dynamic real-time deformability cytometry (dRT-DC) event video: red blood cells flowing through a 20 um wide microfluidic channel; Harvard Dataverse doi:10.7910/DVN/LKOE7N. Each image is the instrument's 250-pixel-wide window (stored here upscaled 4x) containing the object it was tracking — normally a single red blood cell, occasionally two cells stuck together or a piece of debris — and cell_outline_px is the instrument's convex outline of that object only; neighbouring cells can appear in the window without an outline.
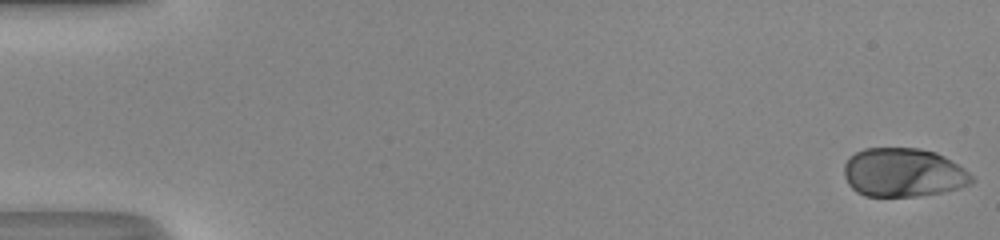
{"species": "human", "species_latin": "Homo sapiens", "temperature_condition": "room temperature", "stored_images_in_passage": 51, "camera_frame_rate_fps": 3000, "um_per_image_px": 0.085, "donor": {"sex": "male"}, "frame": {"image": 1, "passage_image": 1, "time_ms": 0.0, "image_size_px": [1000, 240], "cell_outline_px": [[976, 180], [972, 184], [944, 192], [916, 196], [864, 196], [856, 192], [848, 184], [844, 176], [844, 164], [848, 156], [864, 148], [920, 148], [936, 152], [944, 156], [964, 168]], "centroid_in_image_um": [76.77, 14.67], "position_along_channel_um": 8.2, "area_um2": 36.65}}
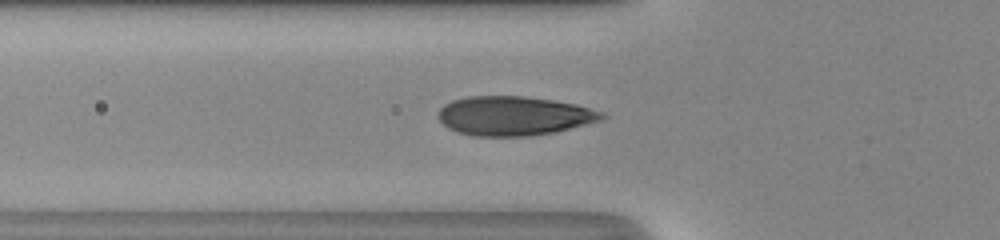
{"frame": {"image": 2, "passage_image": 19, "time_ms": 6.0, "image_size_px": [1000, 240], "cell_outline_px": [[608, 116], [604, 120], [556, 132], [528, 136], [476, 136], [456, 132], [448, 128], [436, 116], [440, 108], [444, 104], [452, 100], [468, 96], [524, 96], [552, 100], [576, 104], [604, 112]], "centroid_in_image_um": [43.71, 9.85], "position_along_channel_um": 82.1, "area_um2": 37.74}}
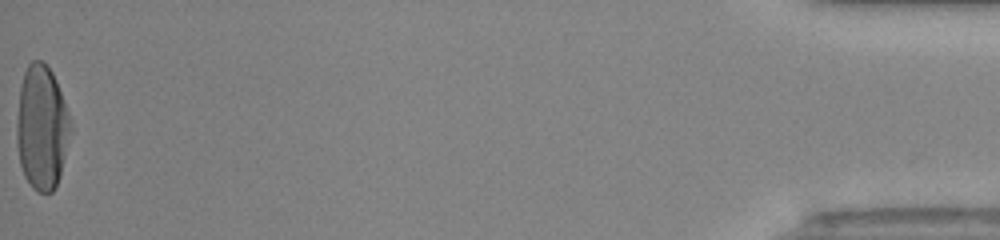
{"frame": {"image": 3, "passage_image": 51, "time_ms": 16.667, "image_size_px": [1000, 240], "cell_outline_px": [[72, 132], [60, 176], [52, 192], [36, 192], [32, 188], [24, 176], [20, 164], [16, 144], [16, 120], [20, 84], [24, 72], [28, 64], [32, 60], [40, 60], [52, 72], [56, 80], [68, 112], [72, 128]], "centroid_in_image_um": [3.54, 10.86], "position_along_channel_um": 431.7, "area_um2": 39.42}, "authors_computed_cell_mechanics": {"area_um2": 37.3966, "velocity_mm_per_s": 4.1977, "shape_relaxation_time_tau1_ms": 3.3211, "shape_relaxation_time_tau2_ms": null, "deformation_change_tau1": 0.2015, "deformation_change_tau2": null}}